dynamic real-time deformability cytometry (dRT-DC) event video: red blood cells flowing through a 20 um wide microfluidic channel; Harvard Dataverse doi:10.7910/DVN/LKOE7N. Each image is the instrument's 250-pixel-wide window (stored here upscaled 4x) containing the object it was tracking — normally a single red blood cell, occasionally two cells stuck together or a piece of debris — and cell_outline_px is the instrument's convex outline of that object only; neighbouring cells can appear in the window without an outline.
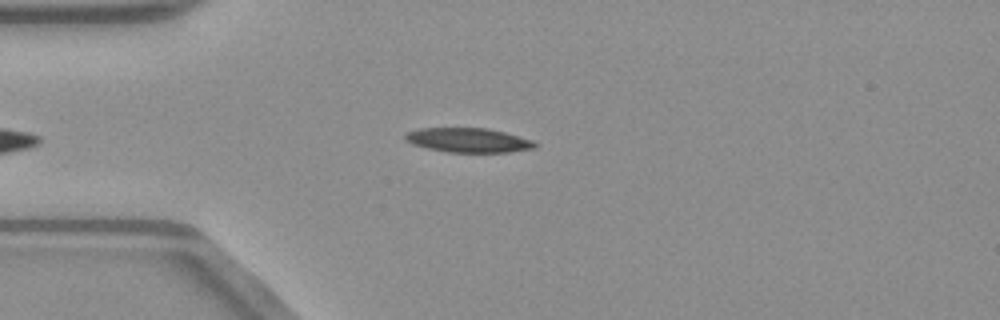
{"species": "common noctule bat (a hibernating species)", "species_latin": "Nyctalus noctula", "temperature_condition": "warm", "stored_images_in_passage": 39, "camera_frame_rate_fps": 3000, "um_per_image_px": 0.085, "animal": {"sex": "male", "body_mass_g": 23.1, "forearm_length_mm": 52.7}, "frame": {"image": 1, "passage_image": 5, "time_ms": 1.333, "image_size_px": [1000, 320], "cell_outline_px": [[536, 148], [508, 152], [448, 152], [428, 148], [412, 144], [404, 140], [404, 136], [408, 132], [420, 128], [488, 128], [504, 132], [532, 140], [536, 144]], "centroid_in_image_um": [39.79, 11.91], "position_along_channel_um": 45.2, "area_um2": 18.32}}
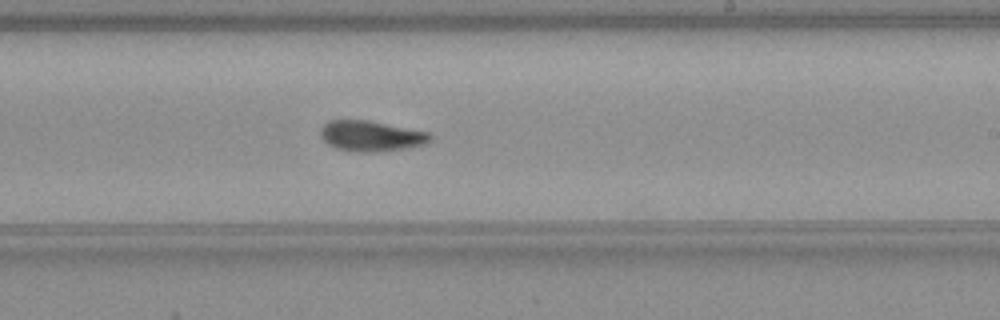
{"frame": {"image": 2, "passage_image": 22, "time_ms": 7.0, "image_size_px": [1000, 320], "cell_outline_px": [[432, 136], [424, 144], [404, 148], [376, 152], [356, 152], [336, 148], [328, 144], [320, 136], [320, 128], [328, 120], [368, 120], [428, 132]], "centroid_in_image_um": [31.48, 11.55], "position_along_channel_um": 257.5, "area_um2": 19.36}}
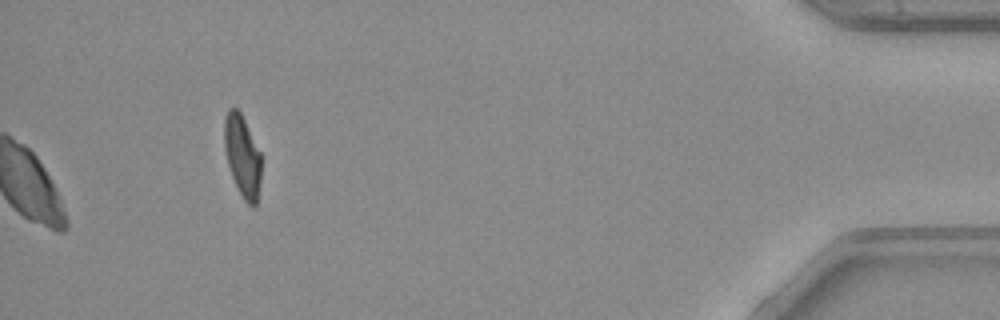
{"frame": {"image": 3, "passage_image": 39, "time_ms": 12.667, "image_size_px": [1000, 320], "cell_outline_px": [[260, 180], [256, 204], [252, 208], [244, 200], [232, 176], [228, 164], [224, 148], [224, 120], [228, 108], [236, 108], [240, 112], [260, 152]], "centroid_in_image_um": [20.58, 13.25], "position_along_channel_um": 414.6, "area_um2": 17.22}, "authors_computed_cell_mechanics": {"area_um2": 19.4208, "velocity_mm_per_s": 4.0498, "shape_relaxation_time_tau1_ms": null, "shape_relaxation_time_tau2_ms": 9.1467, "deformation_change_tau1": null, "deformation_change_tau2": 0.1671}}